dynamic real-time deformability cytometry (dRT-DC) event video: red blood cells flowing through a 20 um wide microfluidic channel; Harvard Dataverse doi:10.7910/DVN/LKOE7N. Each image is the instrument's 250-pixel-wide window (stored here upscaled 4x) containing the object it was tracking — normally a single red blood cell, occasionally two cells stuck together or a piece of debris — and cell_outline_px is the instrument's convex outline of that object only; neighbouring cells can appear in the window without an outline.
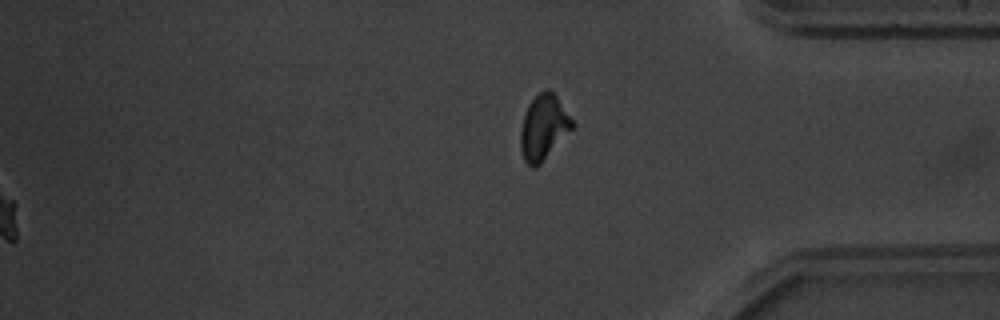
{"species": "common noctule bat (a hibernating species)", "species_latin": "Nyctalus noctula", "temperature_condition": "warm", "stored_images_in_passage": 56, "segment_of_instrument_passage": [2, 2], "camera_frame_rate_fps": 3000, "um_per_image_px": 0.085, "animal": {"sex": "male", "body_mass_g": 20.1, "forearm_length_mm": 53.5}, "frame": {"image": 1, "passage_image": 56, "time_ms": 18.333, "image_size_px": [1000, 320], "cell_outline_px": [[576, 124], [540, 164], [536, 168], [532, 168], [524, 160], [520, 148], [520, 132], [524, 116], [528, 104], [544, 88], [548, 88], [556, 96]], "centroid_in_image_um": [46.2, 10.83], "position_along_channel_um": 389.0, "area_um2": 19.42}}